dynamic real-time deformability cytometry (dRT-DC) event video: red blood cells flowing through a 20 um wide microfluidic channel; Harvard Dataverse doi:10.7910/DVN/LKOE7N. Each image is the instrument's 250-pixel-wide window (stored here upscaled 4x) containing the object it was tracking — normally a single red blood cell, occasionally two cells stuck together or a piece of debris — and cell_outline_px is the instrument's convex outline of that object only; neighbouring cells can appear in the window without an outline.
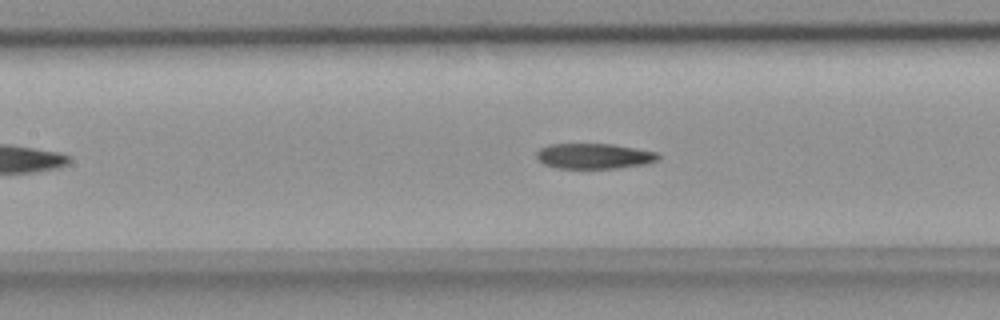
{"species": "common noctule bat (a hibernating species)", "species_latin": "Nyctalus noctula", "temperature_condition": "room temperature", "stored_images_in_passage": 42, "camera_frame_rate_fps": 3000, "um_per_image_px": 0.085, "animal": {"sex": "female", "body_mass_g": 18.4}, "frame": {"image": 1, "passage_image": 16, "time_ms": 5.0, "image_size_px": [1000, 320], "cell_outline_px": [[660, 156], [656, 160], [648, 164], [616, 168], [556, 168], [544, 164], [536, 156], [536, 152], [540, 148], [548, 144], [612, 144], [656, 152]], "centroid_in_image_um": [50.48, 13.27], "position_along_channel_um": 156.9, "area_um2": 17.92}}
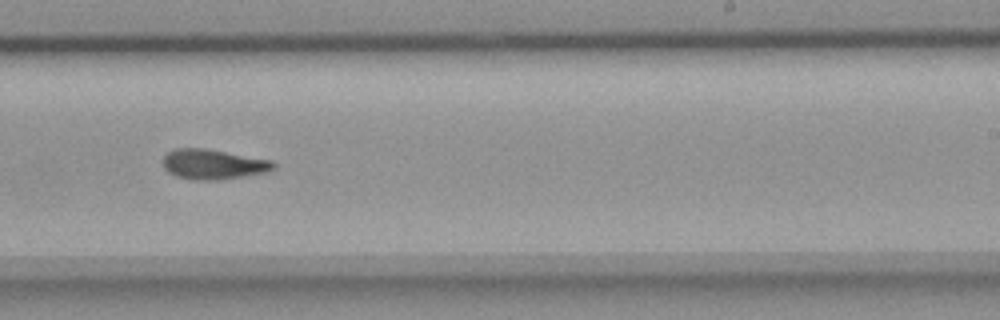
{"frame": {"image": 2, "passage_image": 25, "time_ms": 8.0, "image_size_px": [1000, 320], "cell_outline_px": [[276, 168], [268, 172], [220, 180], [196, 180], [176, 176], [168, 172], [164, 168], [164, 156], [168, 152], [176, 148], [204, 148], [272, 160], [276, 164]], "centroid_in_image_um": [18.15, 13.97], "position_along_channel_um": 270.8, "area_um2": 19.36}}
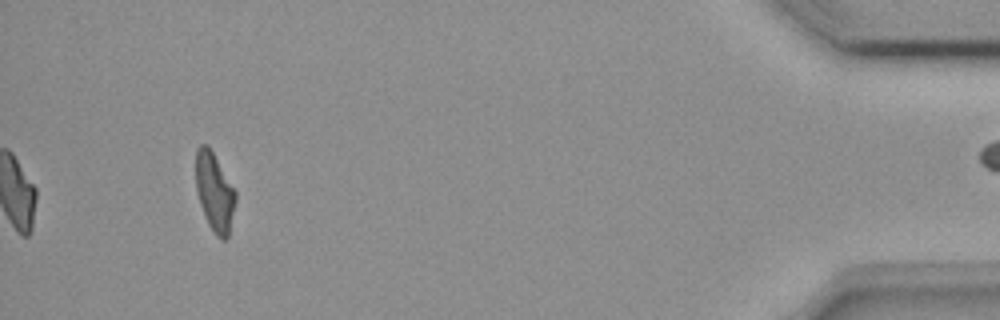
{"frame": {"image": 3, "passage_image": 42, "time_ms": 13.667, "image_size_px": [1000, 320], "cell_outline_px": [[236, 200], [228, 236], [224, 240], [216, 236], [208, 224], [200, 204], [196, 192], [196, 148], [200, 144], [208, 144], [236, 192]], "centroid_in_image_um": [18.22, 16.31], "position_along_channel_um": 417.0, "area_um2": 18.09}, "authors_computed_cell_mechanics": {"area_um2": 19.0451, "velocity_mm_per_s": 3.8196, "shape_relaxation_time_tau1_ms": null, "shape_relaxation_time_tau2_ms": 4.5592, "deformation_change_tau1": null, "deformation_change_tau2": 0.1336}}